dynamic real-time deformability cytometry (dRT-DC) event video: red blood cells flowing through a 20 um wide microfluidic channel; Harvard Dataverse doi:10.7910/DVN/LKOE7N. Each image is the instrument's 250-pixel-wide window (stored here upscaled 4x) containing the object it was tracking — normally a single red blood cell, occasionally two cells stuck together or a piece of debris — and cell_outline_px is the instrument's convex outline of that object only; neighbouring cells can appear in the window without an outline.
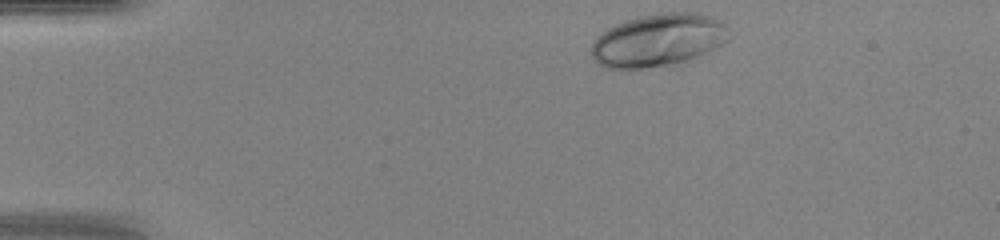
{"species": "human", "species_latin": "Homo sapiens", "temperature_condition": "warm", "stored_images_in_passage": 35, "camera_frame_rate_fps": 3000, "um_per_image_px": 0.085, "donor": {"sex": "female"}, "frame": {"image": 1, "passage_image": 1, "time_ms": 0.0, "image_size_px": [1000, 240], "cell_outline_px": [[728, 40], [724, 44], [688, 60], [668, 64], [644, 68], [604, 68], [592, 56], [592, 44], [608, 28], [616, 24], [640, 16], [664, 12], [696, 12], [720, 20], [724, 24]], "centroid_in_image_um": [55.96, 3.4], "position_along_channel_um": 29.0, "area_um2": 41.5}}
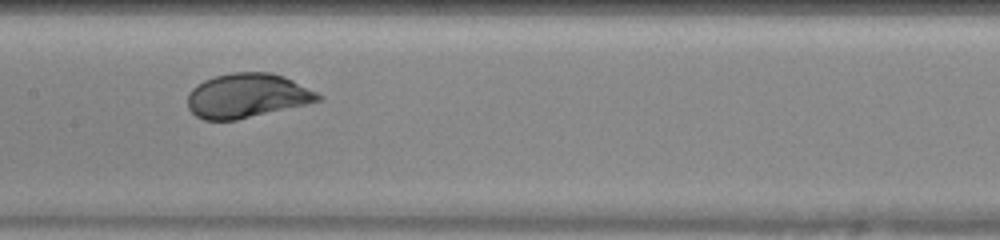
{"frame": {"image": 2, "passage_image": 17, "time_ms": 5.333, "image_size_px": [1000, 240], "cell_outline_px": [[324, 96], [320, 100], [304, 104], [236, 120], [204, 120], [196, 116], [188, 108], [188, 92], [196, 84], [204, 80], [216, 76], [232, 72], [268, 72], [284, 76]], "centroid_in_image_um": [20.95, 8.13], "position_along_channel_um": 186.4, "area_um2": 33.41}}
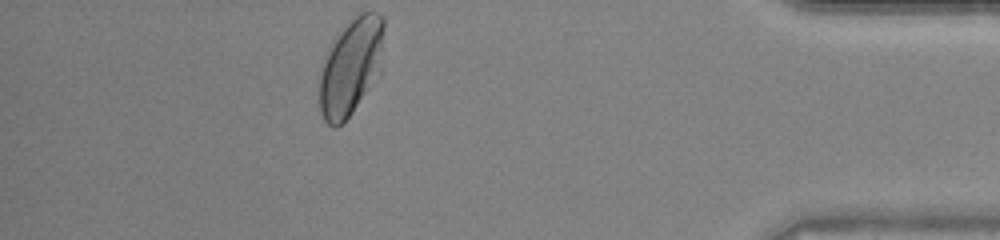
{"frame": {"image": 3, "passage_image": 35, "time_ms": 11.333, "image_size_px": [1000, 240], "cell_outline_px": [[384, 24], [380, 72], [344, 124], [336, 128], [332, 128], [324, 120], [320, 112], [320, 68], [328, 48], [332, 40], [344, 24], [356, 12], [376, 12], [384, 16]], "centroid_in_image_um": [29.8, 5.64], "position_along_channel_um": 405.4, "area_um2": 36.88}, "authors_computed_cell_mechanics": {"area_um2": 34.1598, "velocity_mm_per_s": 4.3245, "shape_relaxation_time_tau1_ms": 1.6729, "shape_relaxation_time_tau2_ms": null, "deformation_change_tau1": 0.1406, "deformation_change_tau2": null}}